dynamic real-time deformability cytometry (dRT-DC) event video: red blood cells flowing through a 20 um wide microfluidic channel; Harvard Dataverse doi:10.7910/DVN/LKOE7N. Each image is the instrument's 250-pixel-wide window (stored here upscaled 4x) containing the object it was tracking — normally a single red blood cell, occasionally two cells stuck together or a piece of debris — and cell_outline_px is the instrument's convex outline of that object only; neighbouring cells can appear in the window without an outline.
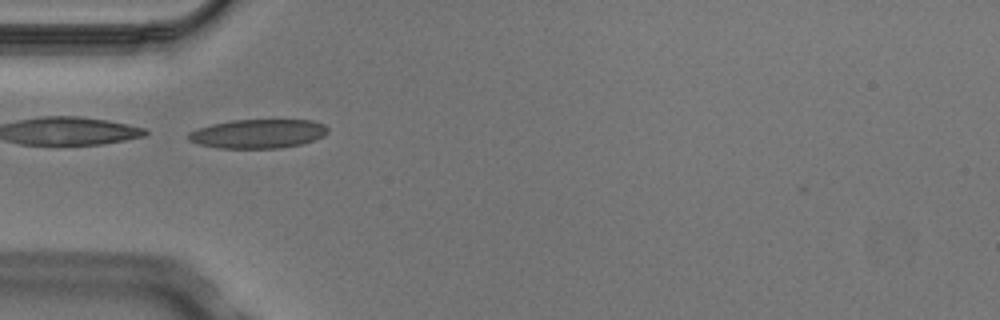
{"species": "Egyptian fruit bat (a non-hibernating species)", "species_latin": "Rousettus aegyptiacus", "temperature_condition": "cold", "stored_images_in_passage": 6, "camera_frame_rate_fps": 3000, "um_per_image_px": 0.085, "animal": {"sex": "male"}, "frame": {"image": 1, "passage_image": 5, "time_ms": 1.333, "image_size_px": [1000, 320], "cell_outline_px": [[328, 132], [324, 136], [300, 144], [280, 148], [216, 148], [196, 144], [188, 140], [188, 132], [212, 124], [232, 120], [312, 120], [324, 124], [328, 128]], "centroid_in_image_um": [21.91, 11.37], "position_along_channel_um": 63.1, "area_um2": 23.58}}
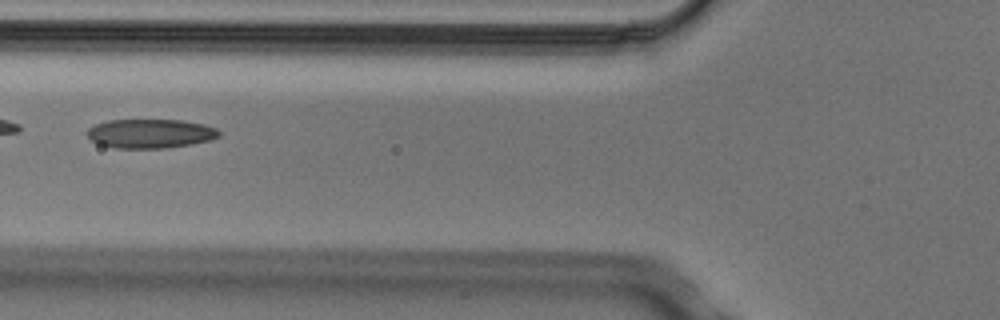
{"frame": {"image": 2, "passage_image": 6, "time_ms": 1.667, "image_size_px": [1000, 320], "cell_outline_px": [[220, 136], [212, 140], [192, 144], [164, 148], [116, 148], [96, 144], [88, 136], [88, 128], [96, 124], [108, 120], [184, 120], [204, 124], [216, 128], [220, 132]], "centroid_in_image_um": [12.8, 11.35], "position_along_channel_um": 113.0, "area_um2": 22.48}}